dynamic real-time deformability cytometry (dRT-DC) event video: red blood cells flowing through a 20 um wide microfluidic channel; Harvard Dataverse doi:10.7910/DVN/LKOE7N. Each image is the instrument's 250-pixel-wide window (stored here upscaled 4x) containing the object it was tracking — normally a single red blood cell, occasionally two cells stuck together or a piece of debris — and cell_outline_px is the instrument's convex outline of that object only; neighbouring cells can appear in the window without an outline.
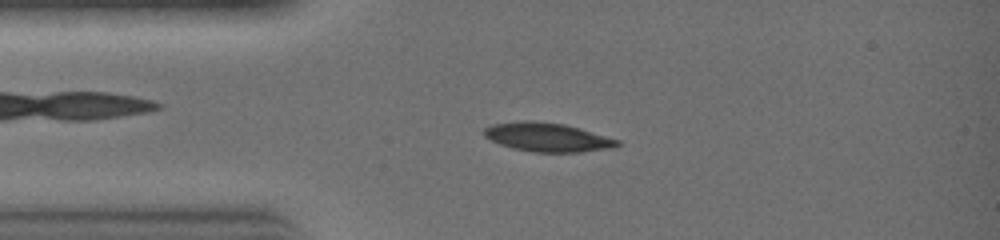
{"species": "common noctule bat (a hibernating species)", "species_latin": "Nyctalus noctula", "temperature_condition": "warm", "stored_images_in_passage": 28, "camera_frame_rate_fps": 3000, "um_per_image_px": 0.085, "animal": {"sex": "female", "body_mass_g": 19.0, "forearm_length_mm": 51.5}, "frame": {"image": 1, "passage_image": 5, "time_ms": 1.333, "image_size_px": [1000, 240], "cell_outline_px": [[620, 144], [612, 148], [580, 152], [532, 152], [512, 148], [500, 144], [484, 136], [484, 128], [492, 124], [520, 120], [536, 120], [564, 124], [580, 128], [620, 140]], "centroid_in_image_um": [46.52, 11.65], "position_along_channel_um": 38.5, "area_um2": 22.54}}
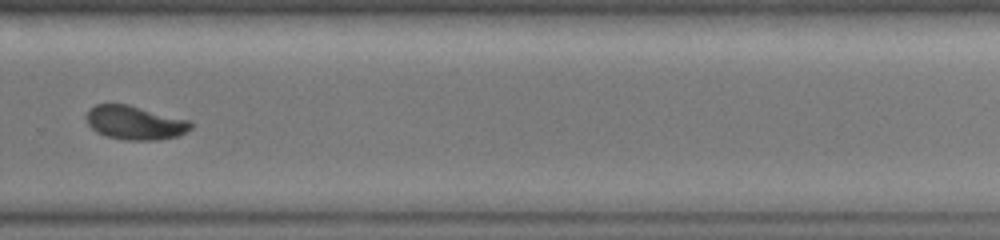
{"frame": {"image": 2, "passage_image": 19, "time_ms": 6.0, "image_size_px": [1000, 240], "cell_outline_px": [[192, 128], [176, 136], [156, 140], [128, 140], [104, 136], [96, 132], [88, 124], [88, 108], [96, 104], [128, 104], [188, 120], [192, 124]], "centroid_in_image_um": [11.44, 10.43], "position_along_channel_um": 318.4, "area_um2": 20.35}}
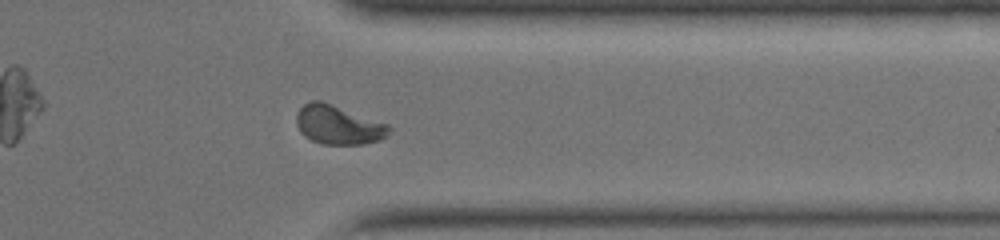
{"frame": {"image": 3, "passage_image": 22, "time_ms": 7.0, "image_size_px": [1000, 240], "cell_outline_px": [[392, 132], [388, 136], [376, 140], [360, 144], [320, 144], [304, 136], [300, 132], [296, 124], [296, 116], [300, 108], [304, 104], [312, 100], [320, 100], [388, 124], [392, 128]], "centroid_in_image_um": [28.74, 10.62], "position_along_channel_um": 382.7, "area_um2": 20.98}}